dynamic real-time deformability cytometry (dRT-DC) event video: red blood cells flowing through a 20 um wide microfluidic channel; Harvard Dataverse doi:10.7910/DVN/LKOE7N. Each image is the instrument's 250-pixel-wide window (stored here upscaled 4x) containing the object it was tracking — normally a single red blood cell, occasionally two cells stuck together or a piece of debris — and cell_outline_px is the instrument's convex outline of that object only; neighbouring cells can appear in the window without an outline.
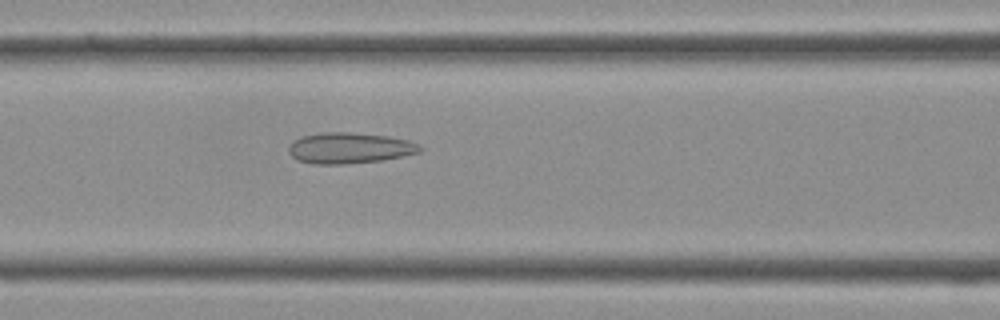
{"species": "Egyptian fruit bat (a non-hibernating species)", "species_latin": "Rousettus aegyptiacus", "temperature_condition": "cold", "stored_images_in_passage": 39, "camera_frame_rate_fps": 3000, "um_per_image_px": 0.085, "frame": {"image": 1, "passage_image": 16, "time_ms": 5.0, "image_size_px": [1000, 320], "cell_outline_px": [[424, 148], [420, 152], [380, 160], [344, 164], [316, 164], [296, 160], [288, 152], [288, 148], [296, 140], [304, 136], [324, 132], [352, 132], [388, 136], [408, 140], [420, 144]], "centroid_in_image_um": [29.74, 12.58], "position_along_channel_um": 136.9, "area_um2": 23.47}}
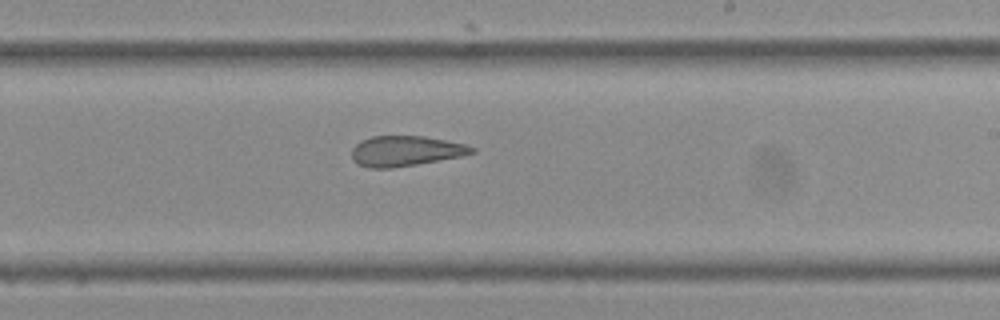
{"frame": {"image": 2, "passage_image": 23, "time_ms": 7.333, "image_size_px": [1000, 320], "cell_outline_px": [[476, 152], [460, 156], [416, 164], [392, 168], [368, 168], [356, 164], [352, 160], [352, 148], [360, 140], [372, 136], [424, 136], [464, 144], [476, 148]], "centroid_in_image_um": [34.42, 12.83], "position_along_channel_um": 254.6, "area_um2": 21.15}}
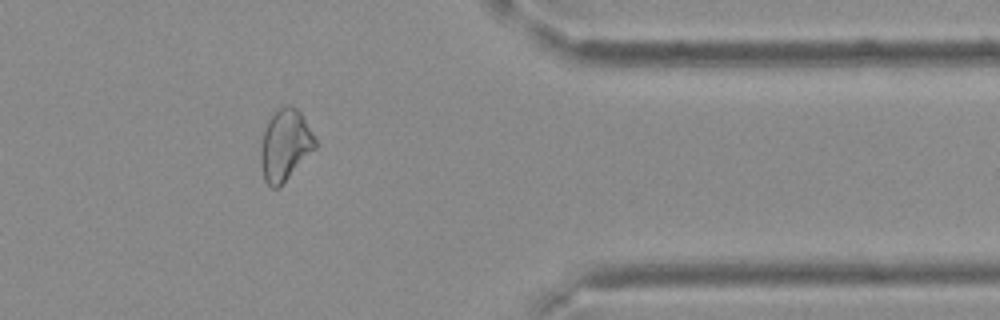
{"frame": {"image": 3, "passage_image": 32, "time_ms": 10.333, "image_size_px": [1000, 320], "cell_outline_px": [[316, 148], [280, 188], [272, 188], [264, 180], [260, 164], [260, 148], [264, 128], [268, 120], [284, 104], [292, 104], [300, 112], [316, 140]], "centroid_in_image_um": [24.21, 12.36], "position_along_channel_um": 387.2, "area_um2": 22.83}}